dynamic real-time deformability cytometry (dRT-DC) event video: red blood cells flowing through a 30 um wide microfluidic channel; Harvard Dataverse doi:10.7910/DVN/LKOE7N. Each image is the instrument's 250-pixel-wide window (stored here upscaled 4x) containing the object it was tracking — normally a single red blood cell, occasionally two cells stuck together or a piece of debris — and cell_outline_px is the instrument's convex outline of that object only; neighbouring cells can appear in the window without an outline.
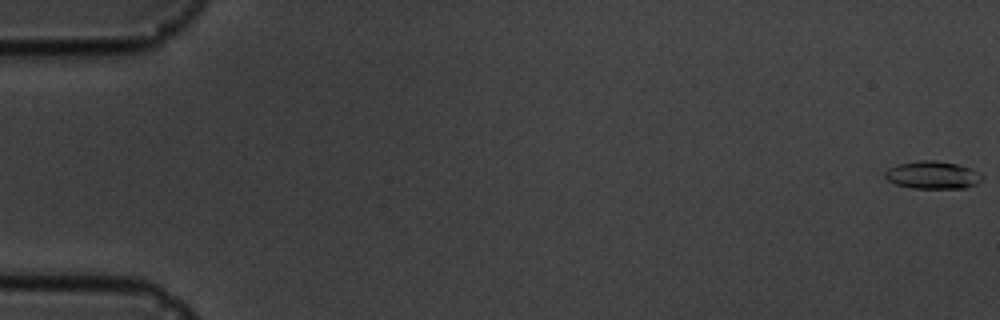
{"species": "common noctule bat (a hibernating species)", "species_latin": "Nyctalus noctula", "temperature_condition": "cold", "stored_images_in_passage": 4, "camera_frame_rate_fps": 3000, "um_per_image_px": 0.085, "animal": {"sex": "male", "body_mass_g": 19.5, "forearm_length_mm": 54.6}, "frame": {"image": 1, "passage_image": 1, "time_ms": 0.0, "image_size_px": [1000, 320], "cell_outline_px": [[984, 180], [968, 188], [912, 188], [896, 184], [888, 180], [884, 176], [884, 172], [888, 168], [896, 164], [920, 160], [936, 160], [956, 164], [972, 168], [984, 176]], "centroid_in_image_um": [79.3, 14.87], "position_along_channel_um": 5.7, "area_um2": 15.9}}